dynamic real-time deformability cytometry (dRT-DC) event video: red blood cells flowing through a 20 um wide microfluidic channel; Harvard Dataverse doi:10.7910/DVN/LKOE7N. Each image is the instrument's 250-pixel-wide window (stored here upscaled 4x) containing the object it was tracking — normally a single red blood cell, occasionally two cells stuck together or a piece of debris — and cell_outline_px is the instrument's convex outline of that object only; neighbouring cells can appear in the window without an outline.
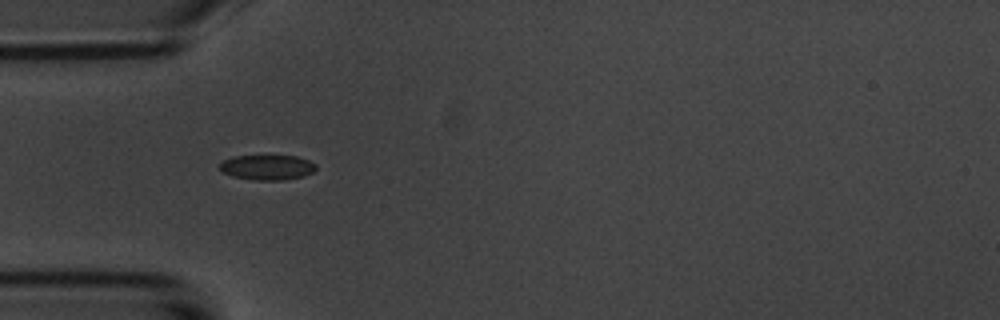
{"species": "common noctule bat (a hibernating species)", "species_latin": "Nyctalus noctula", "temperature_condition": "room temperature", "stored_images_in_passage": 6, "camera_frame_rate_fps": 3000, "um_per_image_px": 0.085, "animal": {"sex": "male", "body_mass_g": 20.1, "forearm_length_mm": 53.5}, "frame": {"image": 1, "passage_image": 3, "time_ms": 2.333, "image_size_px": [1000, 320], "cell_outline_px": [[316, 168], [312, 172], [304, 176], [284, 180], [256, 180], [232, 176], [224, 172], [220, 168], [220, 164], [224, 160], [232, 156], [296, 156], [308, 160], [316, 164]], "centroid_in_image_um": [22.73, 14.22], "position_along_channel_um": 62.3, "area_um2": 13.93}}
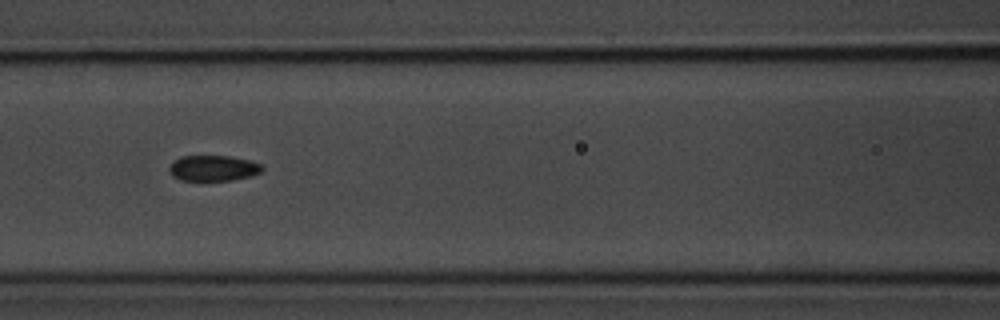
{"frame": {"image": 2, "passage_image": 5, "time_ms": 4.667, "image_size_px": [1000, 320], "cell_outline_px": [[264, 168], [260, 172], [252, 176], [232, 180], [180, 180], [172, 176], [168, 168], [180, 156], [228, 156], [248, 160], [264, 164]], "centroid_in_image_um": [18.16, 14.29], "position_along_channel_um": 148.4, "area_um2": 13.87}}
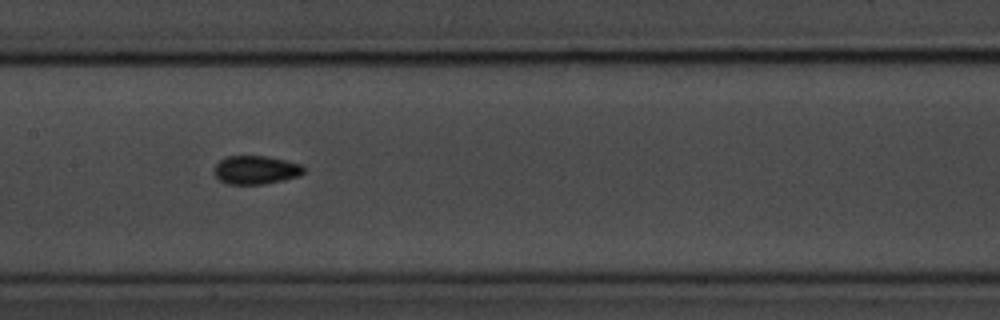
{"frame": {"image": 3, "passage_image": 6, "time_ms": 5.667, "image_size_px": [1000, 320], "cell_outline_px": [[304, 172], [300, 176], [284, 180], [264, 184], [228, 184], [220, 180], [212, 172], [212, 168], [220, 160], [228, 156], [268, 156], [304, 164]], "centroid_in_image_um": [21.76, 14.44], "position_along_channel_um": 185.6, "area_um2": 15.14}}